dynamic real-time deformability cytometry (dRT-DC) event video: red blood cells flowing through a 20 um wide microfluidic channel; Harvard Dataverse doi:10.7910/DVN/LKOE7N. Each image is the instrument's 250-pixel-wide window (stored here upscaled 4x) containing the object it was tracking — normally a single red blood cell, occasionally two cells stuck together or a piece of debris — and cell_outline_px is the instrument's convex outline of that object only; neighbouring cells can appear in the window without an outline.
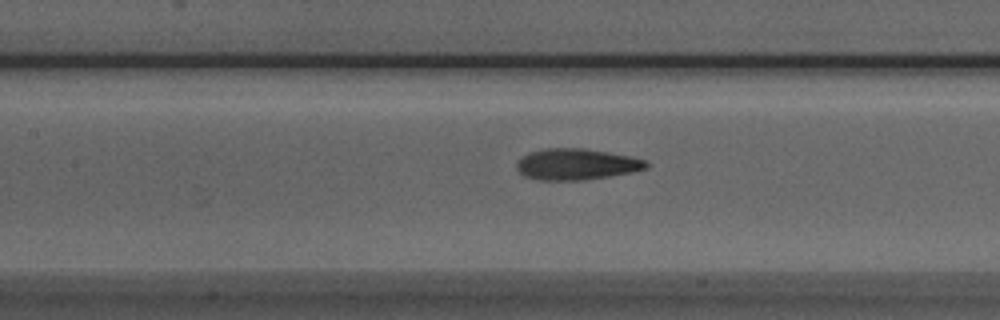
{"species": "Egyptian fruit bat (a non-hibernating species)", "species_latin": "Rousettus aegyptiacus", "temperature_condition": "room temperature", "stored_images_in_passage": 36, "camera_frame_rate_fps": 3000, "um_per_image_px": 0.085, "animal": {"sex": "male"}, "frame": {"image": 1, "passage_image": 17, "time_ms": 5.333, "image_size_px": [1000, 320], "cell_outline_px": [[648, 168], [632, 172], [584, 180], [536, 180], [524, 176], [516, 168], [516, 160], [520, 156], [528, 152], [548, 148], [580, 148], [608, 152], [648, 160]], "centroid_in_image_um": [48.95, 13.96], "position_along_channel_um": 158.4, "area_um2": 23.7}}
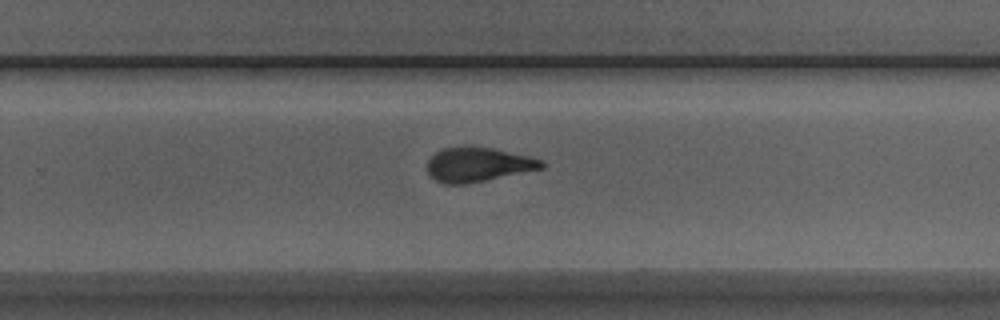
{"frame": {"image": 2, "passage_image": 27, "time_ms": 8.667, "image_size_px": [1000, 320], "cell_outline_px": [[544, 168], [464, 184], [444, 184], [436, 180], [428, 172], [428, 160], [436, 152], [444, 148], [492, 148], [528, 156], [544, 160]], "centroid_in_image_um": [40.65, 14.0], "position_along_channel_um": 289.2, "area_um2": 22.2}}
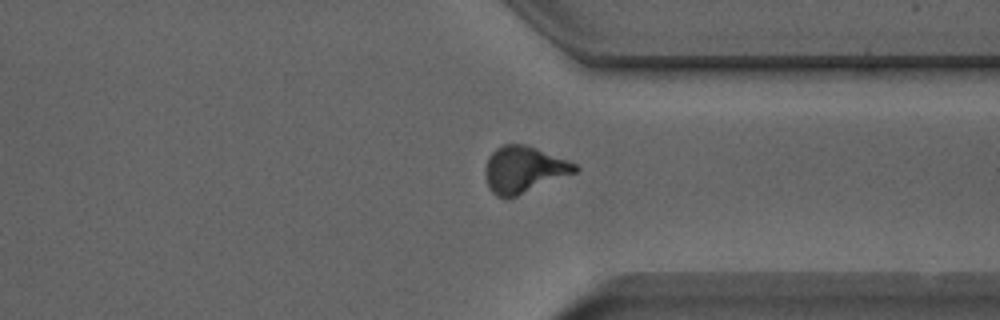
{"frame": {"image": 3, "passage_image": 33, "time_ms": 10.667, "image_size_px": [1000, 320], "cell_outline_px": [[580, 168], [576, 172], [516, 196], [496, 196], [488, 188], [484, 172], [488, 156], [496, 148], [504, 144], [524, 144], [536, 148], [568, 160], [576, 164]], "centroid_in_image_um": [44.5, 14.39], "position_along_channel_um": 366.9, "area_um2": 24.1}}